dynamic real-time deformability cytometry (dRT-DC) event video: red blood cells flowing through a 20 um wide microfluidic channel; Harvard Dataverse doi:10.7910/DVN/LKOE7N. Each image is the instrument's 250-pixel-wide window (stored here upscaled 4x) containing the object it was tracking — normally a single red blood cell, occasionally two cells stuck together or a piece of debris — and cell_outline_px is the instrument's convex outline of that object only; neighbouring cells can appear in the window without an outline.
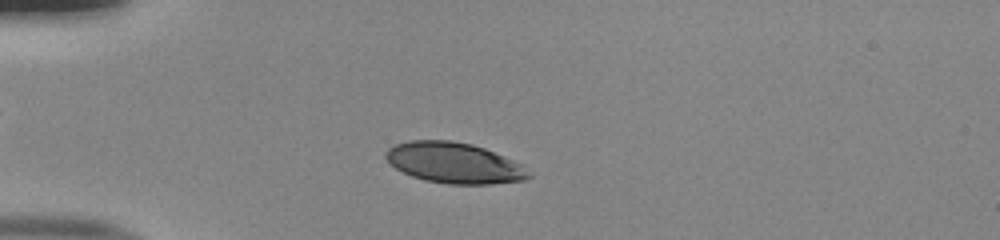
{"species": "human", "species_latin": "Homo sapiens", "temperature_condition": "room temperature", "stored_images_in_passage": 46, "camera_frame_rate_fps": 3000, "um_per_image_px": 0.085, "donor": {"sex": "male"}, "frame": {"image": 1, "passage_image": 9, "time_ms": 2.667, "image_size_px": [1000, 240], "cell_outline_px": [[532, 176], [524, 180], [492, 184], [448, 184], [424, 180], [412, 176], [396, 168], [384, 156], [384, 152], [388, 148], [396, 144], [408, 140], [448, 140], [472, 144], [484, 148], [524, 164]], "centroid_in_image_um": [38.63, 13.84], "position_along_channel_um": 46.4, "area_um2": 34.04}}
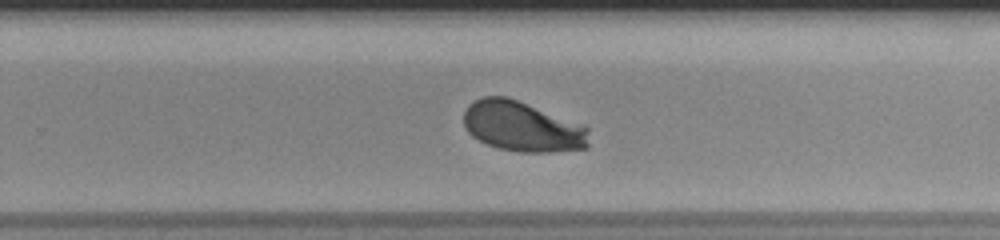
{"frame": {"image": 2, "passage_image": 29, "time_ms": 9.333, "image_size_px": [1000, 240], "cell_outline_px": [[588, 148], [548, 152], [520, 152], [500, 148], [488, 144], [472, 136], [468, 132], [464, 124], [464, 112], [468, 104], [484, 96], [508, 96], [584, 124], [588, 128]], "centroid_in_image_um": [44.42, 10.74], "position_along_channel_um": 285.4, "area_um2": 36.82}}
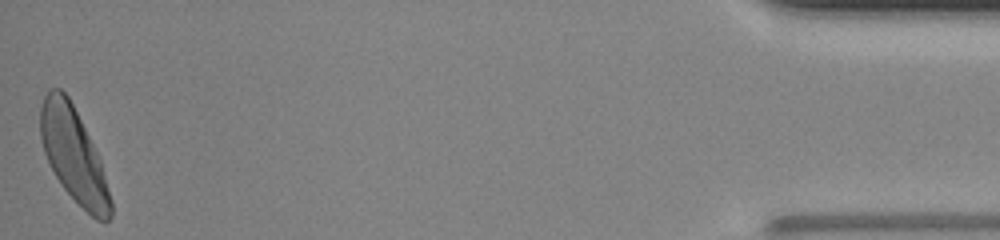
{"frame": {"image": 3, "passage_image": 46, "time_ms": 15.0, "image_size_px": [1000, 240], "cell_outline_px": [[112, 216], [104, 224], [96, 220], [64, 188], [56, 176], [44, 152], [40, 136], [40, 108], [44, 96], [48, 88], [60, 88], [68, 96], [100, 160], [112, 200]], "centroid_in_image_um": [6.26, 13.18], "position_along_channel_um": 428.9, "area_um2": 37.86}, "authors_computed_cell_mechanics": {"area_um2": 36.7897, "velocity_mm_per_s": 4.0068, "shape_relaxation_time_tau1_ms": 1.9869, "shape_relaxation_time_tau2_ms": null, "deformation_change_tau1": 0.1472, "deformation_change_tau2": null}}